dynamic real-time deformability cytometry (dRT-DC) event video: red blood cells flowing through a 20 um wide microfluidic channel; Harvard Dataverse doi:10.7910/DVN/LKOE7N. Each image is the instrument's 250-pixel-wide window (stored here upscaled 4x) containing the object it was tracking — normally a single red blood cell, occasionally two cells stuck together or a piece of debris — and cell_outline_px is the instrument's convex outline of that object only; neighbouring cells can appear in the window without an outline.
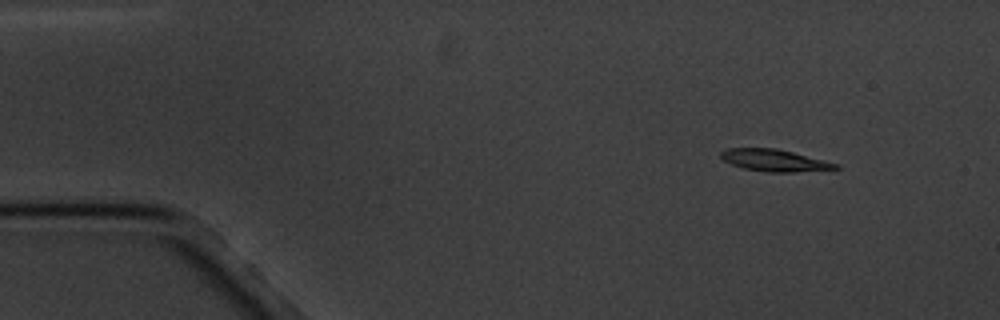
{"species": "common noctule bat (a hibernating species)", "species_latin": "Nyctalus noctula", "temperature_condition": "cold", "stored_images_in_passage": 6, "camera_frame_rate_fps": 3000, "um_per_image_px": 0.085, "animal": {"sex": "male", "body_mass_g": 20.1, "forearm_length_mm": 53.5}, "frame": {"image": 1, "passage_image": 2, "time_ms": 1.0, "image_size_px": [1000, 320], "cell_outline_px": [[840, 168], [792, 172], [768, 172], [744, 168], [732, 164], [724, 160], [720, 156], [720, 152], [728, 148], [776, 148], [840, 164]], "centroid_in_image_um": [65.82, 13.62], "position_along_channel_um": 19.2, "area_um2": 14.45}}
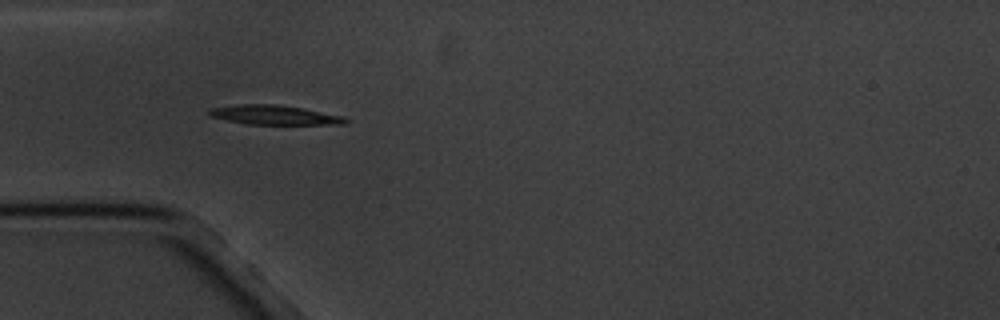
{"frame": {"image": 2, "passage_image": 5, "time_ms": 4.667, "image_size_px": [1000, 320], "cell_outline_px": [[352, 120], [344, 124], [244, 124], [212, 116], [208, 112], [212, 108], [236, 104], [280, 104], [344, 116]], "centroid_in_image_um": [23.38, 9.77], "position_along_channel_um": 61.6, "area_um2": 15.37}}
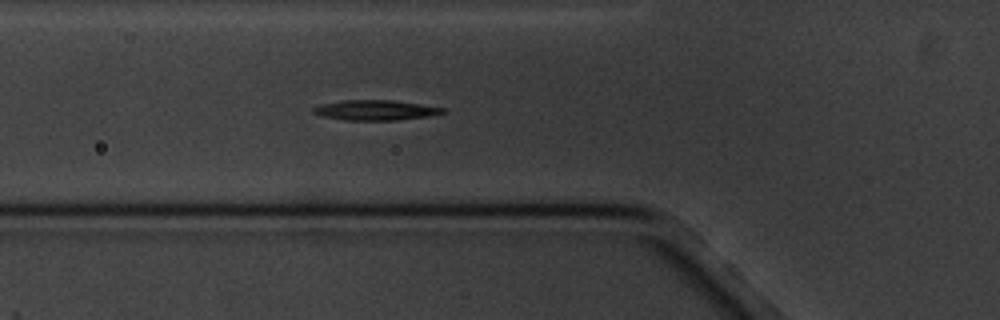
{"frame": {"image": 3, "passage_image": 6, "time_ms": 5.667, "image_size_px": [1000, 320], "cell_outline_px": [[448, 112], [428, 116], [396, 120], [344, 120], [324, 116], [312, 112], [312, 108], [324, 104], [344, 100], [392, 100], [448, 108]], "centroid_in_image_um": [31.99, 9.36], "position_along_channel_um": 93.8, "area_um2": 15.09}}